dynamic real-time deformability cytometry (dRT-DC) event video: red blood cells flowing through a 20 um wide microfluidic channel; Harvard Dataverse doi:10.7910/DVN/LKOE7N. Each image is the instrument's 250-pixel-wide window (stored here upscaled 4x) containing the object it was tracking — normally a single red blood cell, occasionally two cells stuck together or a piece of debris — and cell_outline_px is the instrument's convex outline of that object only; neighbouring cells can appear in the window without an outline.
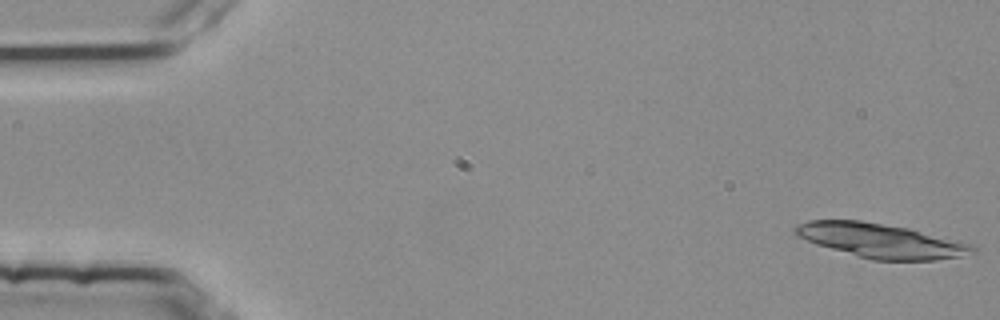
{"species": "common noctule bat (a hibernating species)", "species_latin": "Nyctalus noctula", "temperature_condition": "room temperature", "stored_images_in_passage": 52, "camera_frame_rate_fps": 3000, "um_per_image_px": 0.085, "animal": {"sex": "female", "body_mass_g": 25.1}, "frame": {"image": 1, "passage_image": 1, "time_ms": 0.0, "image_size_px": [1000, 320], "cell_outline_px": [[976, 252], [960, 256], [936, 260], [872, 260], [856, 256], [816, 244], [796, 236], [792, 232], [792, 228], [796, 224], [808, 220], [860, 220], [908, 228], [972, 244], [976, 248]], "centroid_in_image_um": [74.82, 20.45], "position_along_channel_um": 10.2, "area_um2": 35.49}}
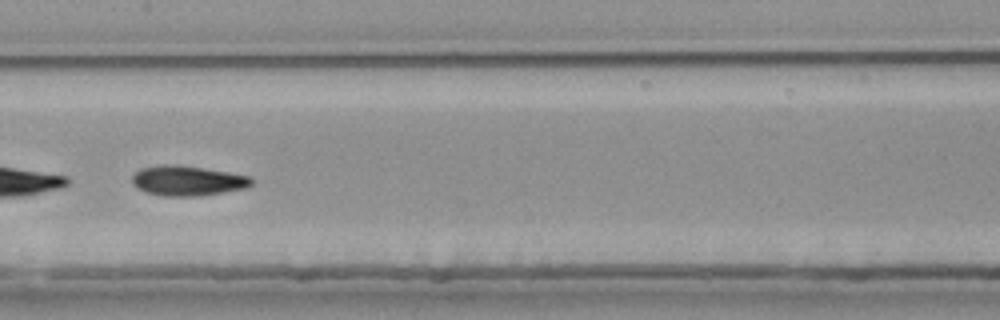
{"frame": {"image": 2, "passage_image": 27, "time_ms": 8.667, "image_size_px": [1000, 320], "cell_outline_px": [[252, 184], [244, 188], [224, 192], [196, 196], [164, 196], [148, 192], [140, 188], [132, 180], [132, 176], [140, 168], [164, 164], [176, 164], [204, 168], [252, 176]], "centroid_in_image_um": [15.97, 15.34], "position_along_channel_um": 191.4, "area_um2": 20.63}, "authors_computed_cell_mechanics": {"area_um2": 21.1259, "velocity_mm_per_s": 3.7701, "shape_relaxation_time_tau1_ms": 9.4352, "shape_relaxation_time_tau2_ms": 3.812, "deformation_change_tau1": 0.2231, "deformation_change_tau2": 0.1017}}